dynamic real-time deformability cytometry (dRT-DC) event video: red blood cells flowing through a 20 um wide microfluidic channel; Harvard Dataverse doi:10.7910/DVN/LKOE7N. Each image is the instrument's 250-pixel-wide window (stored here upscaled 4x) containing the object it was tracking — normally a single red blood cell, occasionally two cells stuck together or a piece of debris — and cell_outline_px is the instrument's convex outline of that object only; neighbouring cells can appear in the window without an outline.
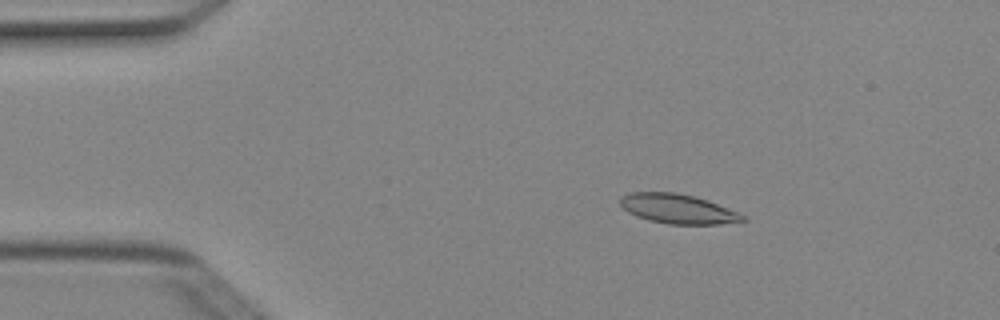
{"species": "Egyptian fruit bat (a non-hibernating species)", "species_latin": "Rousettus aegyptiacus", "temperature_condition": "cold", "stored_images_in_passage": 7, "camera_frame_rate_fps": 3000, "um_per_image_px": 0.085, "animal": {"sex": "female"}, "frame": {"image": 1, "passage_image": 3, "time_ms": 0.667, "image_size_px": [1000, 320], "cell_outline_px": [[748, 220], [720, 224], [668, 224], [636, 216], [628, 212], [620, 204], [620, 196], [632, 192], [676, 192], [708, 200], [736, 212], [744, 216]], "centroid_in_image_um": [57.59, 17.74], "position_along_channel_um": 27.4, "area_um2": 20.81}}
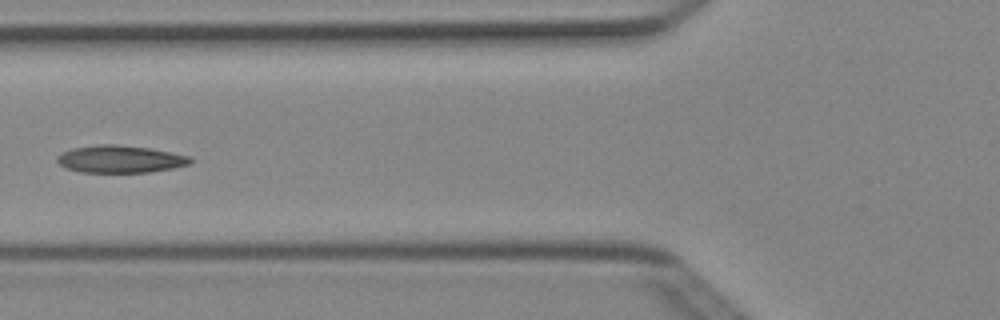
{"frame": {"image": 2, "passage_image": 6, "time_ms": 1.667, "image_size_px": [1000, 320], "cell_outline_px": [[192, 160], [188, 164], [172, 168], [148, 172], [80, 172], [68, 168], [60, 164], [56, 160], [56, 156], [72, 148], [100, 144], [116, 144], [148, 148], [192, 156]], "centroid_in_image_um": [10.21, 13.52], "position_along_channel_um": 115.6, "area_um2": 21.04}}
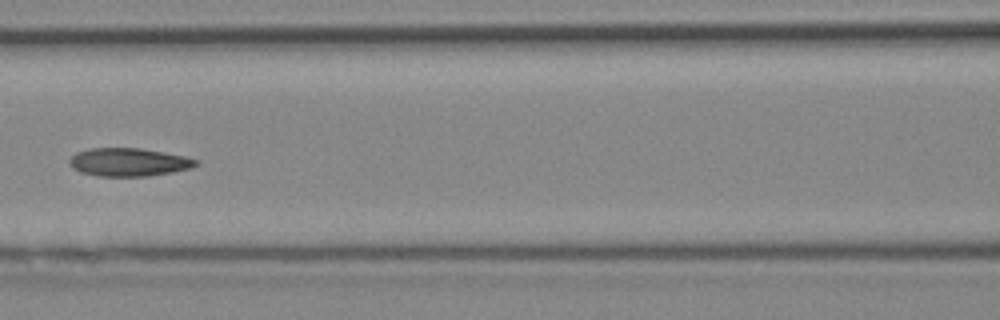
{"frame": {"image": 3, "passage_image": 7, "time_ms": 2.0, "image_size_px": [1000, 320], "cell_outline_px": [[200, 164], [192, 168], [172, 172], [148, 176], [96, 176], [80, 172], [72, 168], [68, 160], [76, 152], [88, 148], [140, 148], [164, 152], [184, 156], [200, 160]], "centroid_in_image_um": [10.95, 13.78], "position_along_channel_um": 155.6, "area_um2": 20.98}}